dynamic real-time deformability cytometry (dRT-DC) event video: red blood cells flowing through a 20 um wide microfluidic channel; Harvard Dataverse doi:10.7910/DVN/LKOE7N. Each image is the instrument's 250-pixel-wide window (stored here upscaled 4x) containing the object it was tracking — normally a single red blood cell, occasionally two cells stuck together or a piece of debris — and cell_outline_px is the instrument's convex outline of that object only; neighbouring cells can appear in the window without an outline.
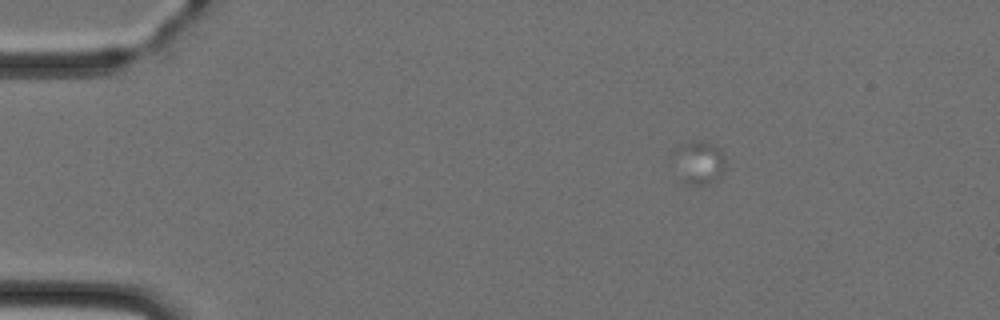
{"species": "Egyptian fruit bat (a non-hibernating species)", "species_latin": "Rousettus aegyptiacus", "temperature_condition": "cold", "stored_images_in_passage": 3, "camera_frame_rate_fps": 3000, "um_per_image_px": 0.085, "animal": {"sex": "female"}, "frame": {"image": 1, "passage_image": 1, "time_ms": 0.0, "image_size_px": [1000, 320], "cell_outline_px": [[724, 168], [720, 176], [716, 180], [704, 184], [688, 184], [676, 180], [676, 148], [680, 144], [700, 140], [704, 140], [716, 144], [724, 152]], "centroid_in_image_um": [59.41, 13.8], "position_along_channel_um": 25.6, "area_um2": 13.29}}